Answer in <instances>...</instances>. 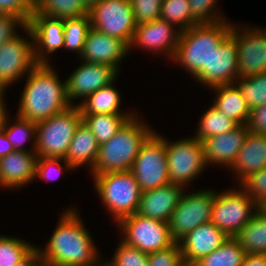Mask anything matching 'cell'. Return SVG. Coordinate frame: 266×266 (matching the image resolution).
<instances>
[{
  "label": "cell",
  "instance_id": "obj_1",
  "mask_svg": "<svg viewBox=\"0 0 266 266\" xmlns=\"http://www.w3.org/2000/svg\"><path fill=\"white\" fill-rule=\"evenodd\" d=\"M85 228L77 209H67L46 248L39 249L44 266H104L99 261L94 240Z\"/></svg>",
  "mask_w": 266,
  "mask_h": 266
},
{
  "label": "cell",
  "instance_id": "obj_2",
  "mask_svg": "<svg viewBox=\"0 0 266 266\" xmlns=\"http://www.w3.org/2000/svg\"><path fill=\"white\" fill-rule=\"evenodd\" d=\"M201 23L180 32L173 57L184 69L203 85L210 87V58L231 34L230 22Z\"/></svg>",
  "mask_w": 266,
  "mask_h": 266
},
{
  "label": "cell",
  "instance_id": "obj_3",
  "mask_svg": "<svg viewBox=\"0 0 266 266\" xmlns=\"http://www.w3.org/2000/svg\"><path fill=\"white\" fill-rule=\"evenodd\" d=\"M51 64H37L27 74L17 115L39 122L59 114L72 104L67 98L65 82L60 81Z\"/></svg>",
  "mask_w": 266,
  "mask_h": 266
},
{
  "label": "cell",
  "instance_id": "obj_4",
  "mask_svg": "<svg viewBox=\"0 0 266 266\" xmlns=\"http://www.w3.org/2000/svg\"><path fill=\"white\" fill-rule=\"evenodd\" d=\"M153 132L136 115L128 119L109 141L99 145L93 176L131 170L141 145Z\"/></svg>",
  "mask_w": 266,
  "mask_h": 266
},
{
  "label": "cell",
  "instance_id": "obj_5",
  "mask_svg": "<svg viewBox=\"0 0 266 266\" xmlns=\"http://www.w3.org/2000/svg\"><path fill=\"white\" fill-rule=\"evenodd\" d=\"M82 122L78 105L36 123L35 152L38 157L63 158L77 127Z\"/></svg>",
  "mask_w": 266,
  "mask_h": 266
},
{
  "label": "cell",
  "instance_id": "obj_6",
  "mask_svg": "<svg viewBox=\"0 0 266 266\" xmlns=\"http://www.w3.org/2000/svg\"><path fill=\"white\" fill-rule=\"evenodd\" d=\"M93 178L96 192L116 223L137 212L141 190L130 170L97 174Z\"/></svg>",
  "mask_w": 266,
  "mask_h": 266
},
{
  "label": "cell",
  "instance_id": "obj_7",
  "mask_svg": "<svg viewBox=\"0 0 266 266\" xmlns=\"http://www.w3.org/2000/svg\"><path fill=\"white\" fill-rule=\"evenodd\" d=\"M259 208L241 187L215 192L210 222L228 237H235Z\"/></svg>",
  "mask_w": 266,
  "mask_h": 266
},
{
  "label": "cell",
  "instance_id": "obj_8",
  "mask_svg": "<svg viewBox=\"0 0 266 266\" xmlns=\"http://www.w3.org/2000/svg\"><path fill=\"white\" fill-rule=\"evenodd\" d=\"M130 171L141 192L170 184L165 138L152 133L141 145Z\"/></svg>",
  "mask_w": 266,
  "mask_h": 266
},
{
  "label": "cell",
  "instance_id": "obj_9",
  "mask_svg": "<svg viewBox=\"0 0 266 266\" xmlns=\"http://www.w3.org/2000/svg\"><path fill=\"white\" fill-rule=\"evenodd\" d=\"M165 145L170 183L186 187L208 166L204 145L196 137L180 138L174 143L165 139Z\"/></svg>",
  "mask_w": 266,
  "mask_h": 266
},
{
  "label": "cell",
  "instance_id": "obj_10",
  "mask_svg": "<svg viewBox=\"0 0 266 266\" xmlns=\"http://www.w3.org/2000/svg\"><path fill=\"white\" fill-rule=\"evenodd\" d=\"M118 228L124 232L122 241L147 254L168 248L175 243L168 222L146 217L137 212L121 219Z\"/></svg>",
  "mask_w": 266,
  "mask_h": 266
},
{
  "label": "cell",
  "instance_id": "obj_11",
  "mask_svg": "<svg viewBox=\"0 0 266 266\" xmlns=\"http://www.w3.org/2000/svg\"><path fill=\"white\" fill-rule=\"evenodd\" d=\"M92 28L130 46L136 24L130 0H101L88 10Z\"/></svg>",
  "mask_w": 266,
  "mask_h": 266
},
{
  "label": "cell",
  "instance_id": "obj_12",
  "mask_svg": "<svg viewBox=\"0 0 266 266\" xmlns=\"http://www.w3.org/2000/svg\"><path fill=\"white\" fill-rule=\"evenodd\" d=\"M184 193L168 222L170 234L175 242H179L196 227L211 220L215 200L213 190L207 189L186 195Z\"/></svg>",
  "mask_w": 266,
  "mask_h": 266
},
{
  "label": "cell",
  "instance_id": "obj_13",
  "mask_svg": "<svg viewBox=\"0 0 266 266\" xmlns=\"http://www.w3.org/2000/svg\"><path fill=\"white\" fill-rule=\"evenodd\" d=\"M17 34L0 47V89L16 82L38 64L34 57L33 41ZM27 71V72H26Z\"/></svg>",
  "mask_w": 266,
  "mask_h": 266
},
{
  "label": "cell",
  "instance_id": "obj_14",
  "mask_svg": "<svg viewBox=\"0 0 266 266\" xmlns=\"http://www.w3.org/2000/svg\"><path fill=\"white\" fill-rule=\"evenodd\" d=\"M236 27L232 26L231 35L237 44L239 77L266 72V32L257 27Z\"/></svg>",
  "mask_w": 266,
  "mask_h": 266
},
{
  "label": "cell",
  "instance_id": "obj_15",
  "mask_svg": "<svg viewBox=\"0 0 266 266\" xmlns=\"http://www.w3.org/2000/svg\"><path fill=\"white\" fill-rule=\"evenodd\" d=\"M23 29L33 40L34 57L38 64H49L46 54L64 47V19L34 12Z\"/></svg>",
  "mask_w": 266,
  "mask_h": 266
},
{
  "label": "cell",
  "instance_id": "obj_16",
  "mask_svg": "<svg viewBox=\"0 0 266 266\" xmlns=\"http://www.w3.org/2000/svg\"><path fill=\"white\" fill-rule=\"evenodd\" d=\"M117 73L113 66L83 61L66 80L68 101L74 105V99L85 100L100 88L114 83Z\"/></svg>",
  "mask_w": 266,
  "mask_h": 266
},
{
  "label": "cell",
  "instance_id": "obj_17",
  "mask_svg": "<svg viewBox=\"0 0 266 266\" xmlns=\"http://www.w3.org/2000/svg\"><path fill=\"white\" fill-rule=\"evenodd\" d=\"M162 19L139 24L136 26L134 36L129 48L140 46L145 50L164 53L170 60L173 59L180 36V30ZM176 28V29H174Z\"/></svg>",
  "mask_w": 266,
  "mask_h": 266
},
{
  "label": "cell",
  "instance_id": "obj_18",
  "mask_svg": "<svg viewBox=\"0 0 266 266\" xmlns=\"http://www.w3.org/2000/svg\"><path fill=\"white\" fill-rule=\"evenodd\" d=\"M129 46L122 40L90 28L80 55L82 61L113 66L119 70V62L128 54Z\"/></svg>",
  "mask_w": 266,
  "mask_h": 266
},
{
  "label": "cell",
  "instance_id": "obj_19",
  "mask_svg": "<svg viewBox=\"0 0 266 266\" xmlns=\"http://www.w3.org/2000/svg\"><path fill=\"white\" fill-rule=\"evenodd\" d=\"M228 238L210 221L199 225L178 242L185 266H192L219 248Z\"/></svg>",
  "mask_w": 266,
  "mask_h": 266
},
{
  "label": "cell",
  "instance_id": "obj_20",
  "mask_svg": "<svg viewBox=\"0 0 266 266\" xmlns=\"http://www.w3.org/2000/svg\"><path fill=\"white\" fill-rule=\"evenodd\" d=\"M248 132V125L240 124L225 134L205 139L202 143L204 145L206 164L216 163L231 168L237 159L238 152L243 146Z\"/></svg>",
  "mask_w": 266,
  "mask_h": 266
},
{
  "label": "cell",
  "instance_id": "obj_21",
  "mask_svg": "<svg viewBox=\"0 0 266 266\" xmlns=\"http://www.w3.org/2000/svg\"><path fill=\"white\" fill-rule=\"evenodd\" d=\"M33 142L30 151H14L0 159V185L17 189L34 180L38 156Z\"/></svg>",
  "mask_w": 266,
  "mask_h": 266
},
{
  "label": "cell",
  "instance_id": "obj_22",
  "mask_svg": "<svg viewBox=\"0 0 266 266\" xmlns=\"http://www.w3.org/2000/svg\"><path fill=\"white\" fill-rule=\"evenodd\" d=\"M183 186L170 183L166 186L141 192L137 213L159 221L169 222L184 192Z\"/></svg>",
  "mask_w": 266,
  "mask_h": 266
},
{
  "label": "cell",
  "instance_id": "obj_23",
  "mask_svg": "<svg viewBox=\"0 0 266 266\" xmlns=\"http://www.w3.org/2000/svg\"><path fill=\"white\" fill-rule=\"evenodd\" d=\"M238 78L237 44L230 34L210 58V87L232 85Z\"/></svg>",
  "mask_w": 266,
  "mask_h": 266
},
{
  "label": "cell",
  "instance_id": "obj_24",
  "mask_svg": "<svg viewBox=\"0 0 266 266\" xmlns=\"http://www.w3.org/2000/svg\"><path fill=\"white\" fill-rule=\"evenodd\" d=\"M266 168V135L253 133L249 130L237 159L232 165L238 181Z\"/></svg>",
  "mask_w": 266,
  "mask_h": 266
},
{
  "label": "cell",
  "instance_id": "obj_25",
  "mask_svg": "<svg viewBox=\"0 0 266 266\" xmlns=\"http://www.w3.org/2000/svg\"><path fill=\"white\" fill-rule=\"evenodd\" d=\"M98 153L99 144L90 129L82 121L73 135L65 160L73 169L88 164L89 170H92Z\"/></svg>",
  "mask_w": 266,
  "mask_h": 266
},
{
  "label": "cell",
  "instance_id": "obj_26",
  "mask_svg": "<svg viewBox=\"0 0 266 266\" xmlns=\"http://www.w3.org/2000/svg\"><path fill=\"white\" fill-rule=\"evenodd\" d=\"M217 92L213 106L238 125L248 124L251 110L235 84L212 87Z\"/></svg>",
  "mask_w": 266,
  "mask_h": 266
},
{
  "label": "cell",
  "instance_id": "obj_27",
  "mask_svg": "<svg viewBox=\"0 0 266 266\" xmlns=\"http://www.w3.org/2000/svg\"><path fill=\"white\" fill-rule=\"evenodd\" d=\"M235 238L246 254H266V208L256 210Z\"/></svg>",
  "mask_w": 266,
  "mask_h": 266
},
{
  "label": "cell",
  "instance_id": "obj_28",
  "mask_svg": "<svg viewBox=\"0 0 266 266\" xmlns=\"http://www.w3.org/2000/svg\"><path fill=\"white\" fill-rule=\"evenodd\" d=\"M121 95L113 84L104 86L89 95L79 106L82 114H122L134 115L120 111ZM125 113V114H124Z\"/></svg>",
  "mask_w": 266,
  "mask_h": 266
},
{
  "label": "cell",
  "instance_id": "obj_29",
  "mask_svg": "<svg viewBox=\"0 0 266 266\" xmlns=\"http://www.w3.org/2000/svg\"><path fill=\"white\" fill-rule=\"evenodd\" d=\"M134 115L122 114H82V121L90 129L99 145L109 141Z\"/></svg>",
  "mask_w": 266,
  "mask_h": 266
},
{
  "label": "cell",
  "instance_id": "obj_30",
  "mask_svg": "<svg viewBox=\"0 0 266 266\" xmlns=\"http://www.w3.org/2000/svg\"><path fill=\"white\" fill-rule=\"evenodd\" d=\"M246 253L235 237H229L219 248L192 266H242Z\"/></svg>",
  "mask_w": 266,
  "mask_h": 266
},
{
  "label": "cell",
  "instance_id": "obj_31",
  "mask_svg": "<svg viewBox=\"0 0 266 266\" xmlns=\"http://www.w3.org/2000/svg\"><path fill=\"white\" fill-rule=\"evenodd\" d=\"M34 12L56 19L88 15V9L81 0H34Z\"/></svg>",
  "mask_w": 266,
  "mask_h": 266
},
{
  "label": "cell",
  "instance_id": "obj_32",
  "mask_svg": "<svg viewBox=\"0 0 266 266\" xmlns=\"http://www.w3.org/2000/svg\"><path fill=\"white\" fill-rule=\"evenodd\" d=\"M195 135L203 142L205 139L233 130L238 124L216 109L213 105L202 115Z\"/></svg>",
  "mask_w": 266,
  "mask_h": 266
},
{
  "label": "cell",
  "instance_id": "obj_33",
  "mask_svg": "<svg viewBox=\"0 0 266 266\" xmlns=\"http://www.w3.org/2000/svg\"><path fill=\"white\" fill-rule=\"evenodd\" d=\"M160 19L177 26L180 31L199 24L191 13L188 0H163Z\"/></svg>",
  "mask_w": 266,
  "mask_h": 266
},
{
  "label": "cell",
  "instance_id": "obj_34",
  "mask_svg": "<svg viewBox=\"0 0 266 266\" xmlns=\"http://www.w3.org/2000/svg\"><path fill=\"white\" fill-rule=\"evenodd\" d=\"M234 84L241 91L250 110L266 104V72L239 77Z\"/></svg>",
  "mask_w": 266,
  "mask_h": 266
},
{
  "label": "cell",
  "instance_id": "obj_35",
  "mask_svg": "<svg viewBox=\"0 0 266 266\" xmlns=\"http://www.w3.org/2000/svg\"><path fill=\"white\" fill-rule=\"evenodd\" d=\"M91 28L89 15L64 19V48L81 55Z\"/></svg>",
  "mask_w": 266,
  "mask_h": 266
},
{
  "label": "cell",
  "instance_id": "obj_36",
  "mask_svg": "<svg viewBox=\"0 0 266 266\" xmlns=\"http://www.w3.org/2000/svg\"><path fill=\"white\" fill-rule=\"evenodd\" d=\"M8 119L2 130L5 132L8 140L12 144L15 151H29L27 148L22 146L31 137L35 139L36 135V122L30 121L28 119L22 118L19 115L16 117V121L9 125Z\"/></svg>",
  "mask_w": 266,
  "mask_h": 266
},
{
  "label": "cell",
  "instance_id": "obj_37",
  "mask_svg": "<svg viewBox=\"0 0 266 266\" xmlns=\"http://www.w3.org/2000/svg\"><path fill=\"white\" fill-rule=\"evenodd\" d=\"M35 246L16 237L0 236V266H13Z\"/></svg>",
  "mask_w": 266,
  "mask_h": 266
},
{
  "label": "cell",
  "instance_id": "obj_38",
  "mask_svg": "<svg viewBox=\"0 0 266 266\" xmlns=\"http://www.w3.org/2000/svg\"><path fill=\"white\" fill-rule=\"evenodd\" d=\"M148 254L121 240L112 260L104 262V266H148Z\"/></svg>",
  "mask_w": 266,
  "mask_h": 266
},
{
  "label": "cell",
  "instance_id": "obj_39",
  "mask_svg": "<svg viewBox=\"0 0 266 266\" xmlns=\"http://www.w3.org/2000/svg\"><path fill=\"white\" fill-rule=\"evenodd\" d=\"M239 186L260 207H264L266 205V168L249 175L241 182V184L239 183Z\"/></svg>",
  "mask_w": 266,
  "mask_h": 266
},
{
  "label": "cell",
  "instance_id": "obj_40",
  "mask_svg": "<svg viewBox=\"0 0 266 266\" xmlns=\"http://www.w3.org/2000/svg\"><path fill=\"white\" fill-rule=\"evenodd\" d=\"M135 24H143L160 18L161 0H130Z\"/></svg>",
  "mask_w": 266,
  "mask_h": 266
},
{
  "label": "cell",
  "instance_id": "obj_41",
  "mask_svg": "<svg viewBox=\"0 0 266 266\" xmlns=\"http://www.w3.org/2000/svg\"><path fill=\"white\" fill-rule=\"evenodd\" d=\"M147 261L148 266H185L178 242L168 248L149 253Z\"/></svg>",
  "mask_w": 266,
  "mask_h": 266
},
{
  "label": "cell",
  "instance_id": "obj_42",
  "mask_svg": "<svg viewBox=\"0 0 266 266\" xmlns=\"http://www.w3.org/2000/svg\"><path fill=\"white\" fill-rule=\"evenodd\" d=\"M188 2L191 8L192 17L199 24L216 23L226 19L224 16H219V13H214L217 0H188Z\"/></svg>",
  "mask_w": 266,
  "mask_h": 266
},
{
  "label": "cell",
  "instance_id": "obj_43",
  "mask_svg": "<svg viewBox=\"0 0 266 266\" xmlns=\"http://www.w3.org/2000/svg\"><path fill=\"white\" fill-rule=\"evenodd\" d=\"M62 160L64 162L63 165L65 164L64 168L60 165V162ZM65 168L68 170L73 169V167L68 164L63 158L38 157L36 162L35 179L39 177L41 180L44 179L46 181H49L54 179L55 177L58 178L59 174L61 175V172H63L62 170H64ZM52 173H55V176H53Z\"/></svg>",
  "mask_w": 266,
  "mask_h": 266
},
{
  "label": "cell",
  "instance_id": "obj_44",
  "mask_svg": "<svg viewBox=\"0 0 266 266\" xmlns=\"http://www.w3.org/2000/svg\"><path fill=\"white\" fill-rule=\"evenodd\" d=\"M34 13V0H0V14L13 15L26 25Z\"/></svg>",
  "mask_w": 266,
  "mask_h": 266
},
{
  "label": "cell",
  "instance_id": "obj_45",
  "mask_svg": "<svg viewBox=\"0 0 266 266\" xmlns=\"http://www.w3.org/2000/svg\"><path fill=\"white\" fill-rule=\"evenodd\" d=\"M24 28L26 24L18 17L0 14V47L17 35L16 27Z\"/></svg>",
  "mask_w": 266,
  "mask_h": 266
},
{
  "label": "cell",
  "instance_id": "obj_46",
  "mask_svg": "<svg viewBox=\"0 0 266 266\" xmlns=\"http://www.w3.org/2000/svg\"><path fill=\"white\" fill-rule=\"evenodd\" d=\"M247 125L251 132L266 135V104L251 110Z\"/></svg>",
  "mask_w": 266,
  "mask_h": 266
},
{
  "label": "cell",
  "instance_id": "obj_47",
  "mask_svg": "<svg viewBox=\"0 0 266 266\" xmlns=\"http://www.w3.org/2000/svg\"><path fill=\"white\" fill-rule=\"evenodd\" d=\"M13 266H44L39 248L34 247L22 260Z\"/></svg>",
  "mask_w": 266,
  "mask_h": 266
},
{
  "label": "cell",
  "instance_id": "obj_48",
  "mask_svg": "<svg viewBox=\"0 0 266 266\" xmlns=\"http://www.w3.org/2000/svg\"><path fill=\"white\" fill-rule=\"evenodd\" d=\"M242 266H266L265 254H246Z\"/></svg>",
  "mask_w": 266,
  "mask_h": 266
},
{
  "label": "cell",
  "instance_id": "obj_49",
  "mask_svg": "<svg viewBox=\"0 0 266 266\" xmlns=\"http://www.w3.org/2000/svg\"><path fill=\"white\" fill-rule=\"evenodd\" d=\"M14 151L15 150L8 140L5 132L3 130H0V159Z\"/></svg>",
  "mask_w": 266,
  "mask_h": 266
},
{
  "label": "cell",
  "instance_id": "obj_50",
  "mask_svg": "<svg viewBox=\"0 0 266 266\" xmlns=\"http://www.w3.org/2000/svg\"><path fill=\"white\" fill-rule=\"evenodd\" d=\"M5 90L0 89V130L4 127L7 120V110L5 109V102L3 100V94Z\"/></svg>",
  "mask_w": 266,
  "mask_h": 266
},
{
  "label": "cell",
  "instance_id": "obj_51",
  "mask_svg": "<svg viewBox=\"0 0 266 266\" xmlns=\"http://www.w3.org/2000/svg\"><path fill=\"white\" fill-rule=\"evenodd\" d=\"M85 7L89 10L93 7L96 3L100 2L101 0H81Z\"/></svg>",
  "mask_w": 266,
  "mask_h": 266
}]
</instances>
